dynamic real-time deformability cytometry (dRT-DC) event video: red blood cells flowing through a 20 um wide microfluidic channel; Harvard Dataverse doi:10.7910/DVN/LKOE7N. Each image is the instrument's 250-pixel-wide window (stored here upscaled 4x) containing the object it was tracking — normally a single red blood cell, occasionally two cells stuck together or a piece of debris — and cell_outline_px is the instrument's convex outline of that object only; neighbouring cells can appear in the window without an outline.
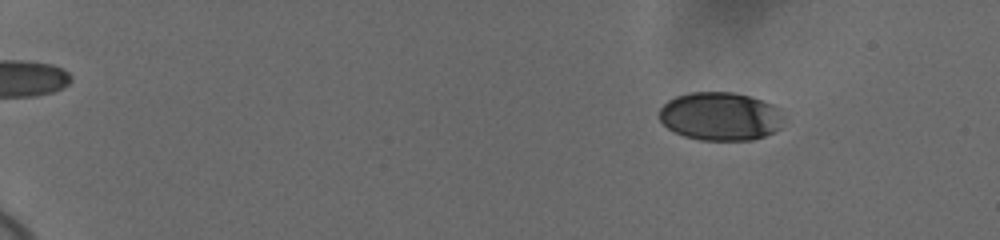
{"species": "human", "species_latin": "Homo sapiens", "temperature_condition": "cold", "stored_images_in_passage": 51, "camera_frame_rate_fps": 3000, "um_per_image_px": 0.085, "donor": {"sex": "female"}, "frame": {"image": 1, "passage_image": 1, "time_ms": 0.0, "image_size_px": [1000, 240], "cell_outline_px": [[772, 132], [748, 140], [708, 140], [688, 136], [676, 132], [668, 128], [660, 120], [660, 108], [664, 104], [680, 96], [696, 92], [728, 92], [748, 96], [760, 100], [768, 104]], "centroid_in_image_um": [60.96, 9.88], "position_along_channel_um": 24.0, "area_um2": 32.14}}
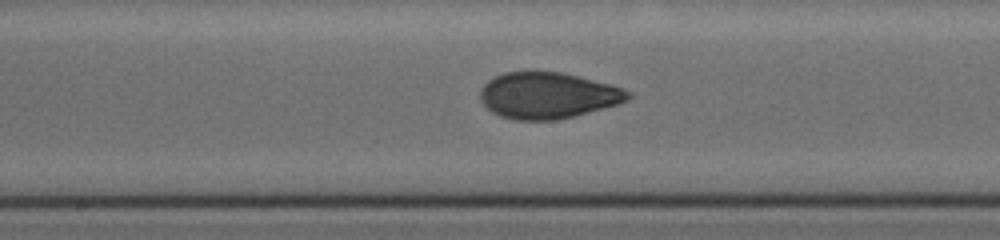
{"frame": {"image": 2, "passage_image": 27, "time_ms": 8.667, "image_size_px": [1000, 240], "cell_outline_px": [[628, 96], [624, 100], [616, 104], [568, 116], [548, 120], [528, 120], [504, 116], [488, 108], [484, 100], [484, 88], [496, 76], [508, 72], [556, 72], [620, 88], [628, 92]], "centroid_in_image_um": [46.55, 8.11], "position_along_channel_um": 201.7, "area_um2": 36.99}}
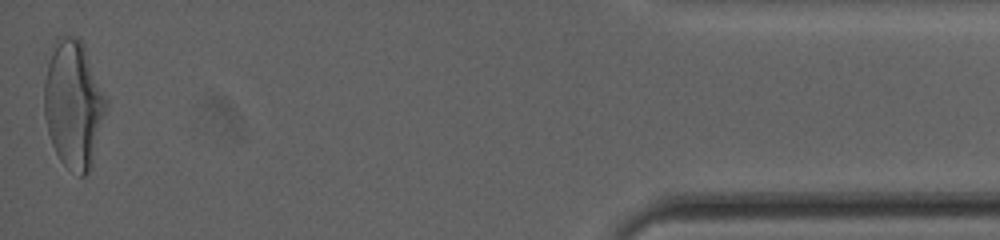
{"frame": {"image": 3, "passage_image": 51, "time_ms": 16.667, "image_size_px": [1000, 240], "cell_outline_px": [[96, 116], [88, 168], [80, 176], [48, 80], [48, 68], [52, 56], [56, 48], [60, 44], [72, 40], [76, 40], [80, 48], [96, 96]], "centroid_in_image_um": [6.3, 8.47], "position_along_channel_um": 428.9, "area_um2": 28.73}, "authors_computed_cell_mechanics": {"area_um2": 35.836, "velocity_mm_per_s": 3.6665, "shape_relaxation_time_tau1_ms": 4.707, "shape_relaxation_time_tau2_ms": 1.049, "deformation_change_tau1": 0.1981, "deformation_change_tau2": 0.0598}}